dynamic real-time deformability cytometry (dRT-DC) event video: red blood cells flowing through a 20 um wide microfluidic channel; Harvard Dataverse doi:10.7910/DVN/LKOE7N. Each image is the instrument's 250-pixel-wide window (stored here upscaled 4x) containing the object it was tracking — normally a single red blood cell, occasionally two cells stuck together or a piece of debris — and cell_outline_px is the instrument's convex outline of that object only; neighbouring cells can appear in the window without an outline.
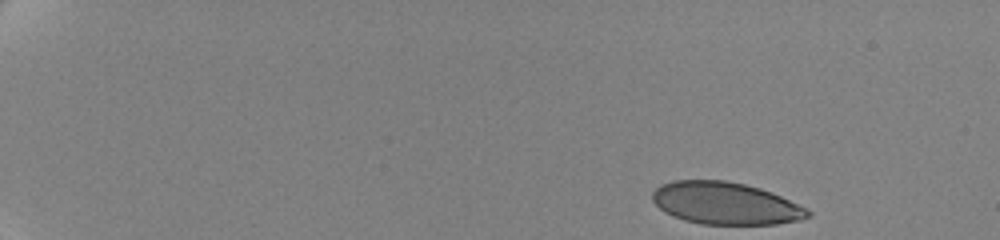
{"species": "human", "species_latin": "Homo sapiens", "temperature_condition": "cold", "stored_images_in_passage": 10, "camera_frame_rate_fps": 3000, "um_per_image_px": 0.085, "donor": {"sex": "female"}, "frame": {"image": 1, "passage_image": 1, "time_ms": 0.0, "image_size_px": [1000, 240], "cell_outline_px": [[812, 216], [800, 220], [776, 224], [700, 224], [684, 220], [672, 216], [664, 212], [652, 200], [652, 192], [660, 184], [672, 180], [724, 180], [744, 184], [760, 188], [772, 192], [812, 212]], "centroid_in_image_um": [61.63, 17.28], "position_along_channel_um": 23.4, "area_um2": 38.26}}
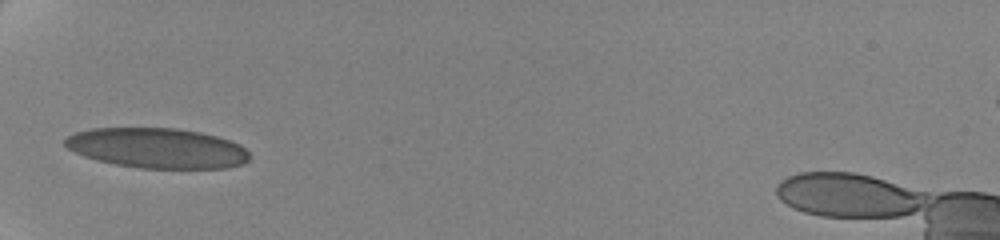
{"frame": {"image": 2, "passage_image": 9, "time_ms": 5.333, "image_size_px": [1000, 240], "cell_outline_px": [[252, 156], [244, 164], [228, 168], [140, 168], [116, 164], [96, 160], [84, 156], [68, 148], [64, 144], [64, 140], [68, 136], [76, 132], [92, 128], [176, 128], [200, 132], [216, 136], [240, 144]], "centroid_in_image_um": [13.39, 12.59], "position_along_channel_um": 71.6, "area_um2": 43.18}}